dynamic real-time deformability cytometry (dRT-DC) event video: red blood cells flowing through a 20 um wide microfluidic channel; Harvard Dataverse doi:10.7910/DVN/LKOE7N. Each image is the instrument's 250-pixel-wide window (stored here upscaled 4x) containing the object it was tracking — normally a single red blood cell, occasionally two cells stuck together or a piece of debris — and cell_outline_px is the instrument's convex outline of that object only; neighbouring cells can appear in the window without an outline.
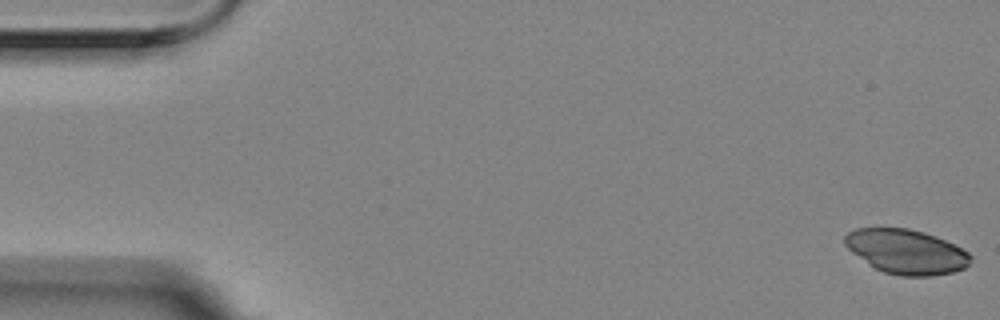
{"species": "Egyptian fruit bat (a non-hibernating species)", "species_latin": "Rousettus aegyptiacus", "temperature_condition": "room temperature", "stored_images_in_passage": 57, "camera_frame_rate_fps": 3000, "um_per_image_px": 0.085, "animal": {"sex": "female"}, "frame": {"image": 1, "passage_image": 1, "time_ms": 0.0, "image_size_px": [1000, 320], "cell_outline_px": [[972, 260], [964, 268], [952, 272], [932, 276], [900, 276], [884, 272], [876, 268], [852, 252], [844, 244], [844, 236], [848, 232], [856, 228], [908, 228], [924, 232], [936, 236], [968, 252], [972, 256]], "centroid_in_image_um": [77.03, 21.38], "position_along_channel_um": 8.0, "area_um2": 32.43}}
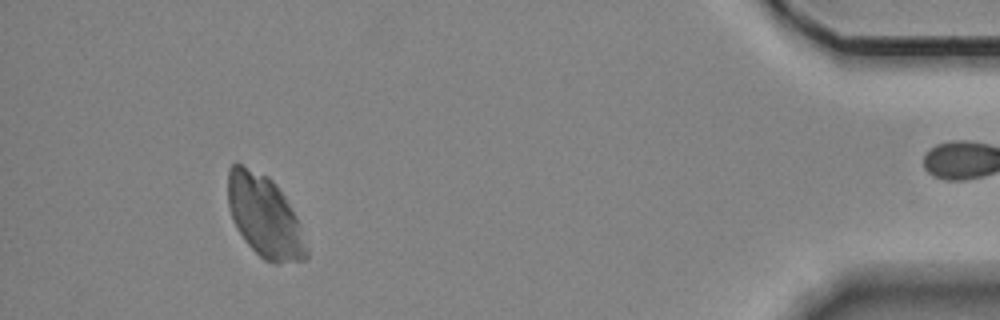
{"frame": {"image": 2, "passage_image": 52, "time_ms": 17.0, "image_size_px": [1000, 320], "cell_outline_px": [[308, 256], [304, 260], [276, 264], [272, 264], [264, 260], [244, 240], [236, 228], [232, 220], [228, 208], [228, 168], [236, 160], [268, 176], [276, 184], [284, 196], [296, 216], [300, 224], [308, 248]], "centroid_in_image_um": [22.47, 18.38], "position_along_channel_um": 412.7, "area_um2": 37.97}}